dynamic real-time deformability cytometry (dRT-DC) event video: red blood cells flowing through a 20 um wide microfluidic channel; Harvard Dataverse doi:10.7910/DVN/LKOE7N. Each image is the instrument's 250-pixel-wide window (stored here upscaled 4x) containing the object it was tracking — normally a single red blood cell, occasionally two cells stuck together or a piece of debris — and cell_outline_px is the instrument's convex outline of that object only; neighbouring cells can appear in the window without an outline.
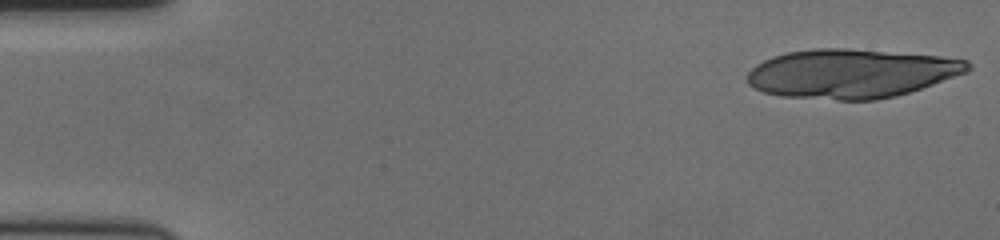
{"species": "human", "species_latin": "Homo sapiens", "temperature_condition": "cold", "stored_images_in_passage": 18, "camera_frame_rate_fps": 3000, "um_per_image_px": 0.085, "donor": {"sex": "female"}, "frame": {"image": 1, "passage_image": 1, "time_ms": 0.0, "image_size_px": [1000, 240], "cell_outline_px": [[972, 68], [968, 72], [896, 96], [876, 100], [836, 100], [780, 96], [764, 92], [748, 84], [744, 76], [756, 64], [772, 56], [788, 52], [816, 48], [844, 48], [940, 56], [968, 60], [972, 64]], "centroid_in_image_um": [72.33, 6.25], "position_along_channel_um": 12.7, "area_um2": 63.12}}